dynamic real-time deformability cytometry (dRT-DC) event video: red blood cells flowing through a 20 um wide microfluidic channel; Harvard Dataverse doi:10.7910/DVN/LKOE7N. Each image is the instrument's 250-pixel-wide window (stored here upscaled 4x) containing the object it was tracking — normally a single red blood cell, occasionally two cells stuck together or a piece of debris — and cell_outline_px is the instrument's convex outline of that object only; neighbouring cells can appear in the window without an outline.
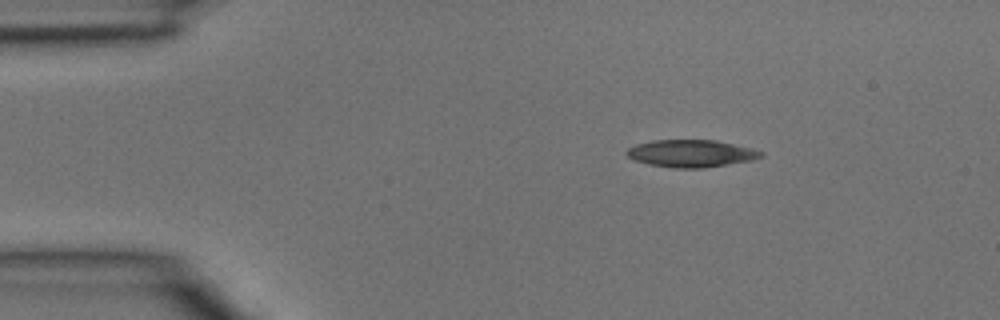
{"species": "common noctule bat (a hibernating species)", "species_latin": "Nyctalus noctula", "temperature_condition": "room temperature", "stored_images_in_passage": 3, "camera_frame_rate_fps": 3000, "um_per_image_px": 0.085, "animal": {"sex": "male", "body_mass_g": 15.6}, "frame": {"image": 1, "passage_image": 1, "time_ms": 0.0, "image_size_px": [1000, 320], "cell_outline_px": [[764, 156], [752, 160], [704, 168], [672, 168], [648, 164], [636, 160], [628, 156], [624, 152], [628, 148], [636, 144], [652, 140], [716, 140], [752, 148], [764, 152]], "centroid_in_image_um": [58.75, 13.04], "position_along_channel_um": 26.2, "area_um2": 21.44}}